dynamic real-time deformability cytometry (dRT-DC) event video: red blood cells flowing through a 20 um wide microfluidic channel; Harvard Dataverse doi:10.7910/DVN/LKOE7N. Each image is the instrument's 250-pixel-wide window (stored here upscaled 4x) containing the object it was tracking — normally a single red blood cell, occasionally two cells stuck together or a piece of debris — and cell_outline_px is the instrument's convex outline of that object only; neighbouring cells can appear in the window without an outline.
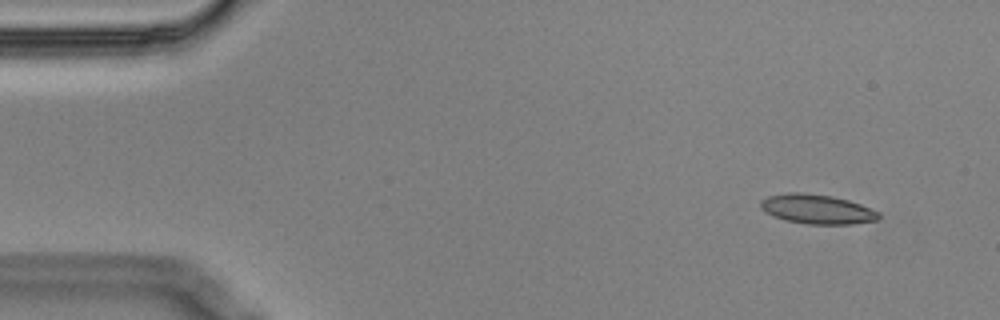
{"species": "Egyptian fruit bat (a non-hibernating species)", "species_latin": "Rousettus aegyptiacus", "temperature_condition": "cold", "stored_images_in_passage": 4, "camera_frame_rate_fps": 3000, "um_per_image_px": 0.085, "animal": {"sex": "male"}, "frame": {"image": 1, "passage_image": 1, "time_ms": 0.0, "image_size_px": [1000, 320], "cell_outline_px": [[880, 216], [876, 220], [852, 224], [808, 224], [784, 220], [772, 216], [764, 212], [760, 208], [760, 200], [768, 196], [788, 192], [804, 192], [832, 196], [848, 200], [860, 204], [880, 212]], "centroid_in_image_um": [69.4, 17.77], "position_along_channel_um": 15.6, "area_um2": 20.46}}
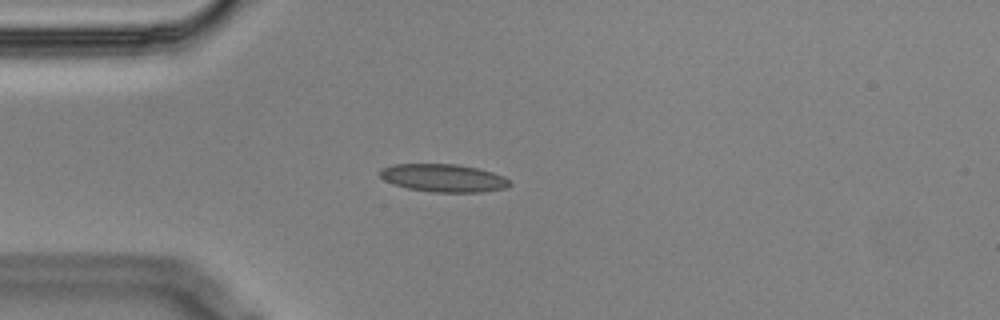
{"frame": {"image": 2, "passage_image": 4, "time_ms": 1.0, "image_size_px": [1000, 320], "cell_outline_px": [[512, 184], [504, 188], [480, 192], [432, 192], [408, 188], [392, 184], [384, 180], [380, 176], [380, 168], [392, 164], [456, 164], [480, 168], [504, 176]], "centroid_in_image_um": [37.67, 15.12], "position_along_channel_um": 47.3, "area_um2": 21.15}}